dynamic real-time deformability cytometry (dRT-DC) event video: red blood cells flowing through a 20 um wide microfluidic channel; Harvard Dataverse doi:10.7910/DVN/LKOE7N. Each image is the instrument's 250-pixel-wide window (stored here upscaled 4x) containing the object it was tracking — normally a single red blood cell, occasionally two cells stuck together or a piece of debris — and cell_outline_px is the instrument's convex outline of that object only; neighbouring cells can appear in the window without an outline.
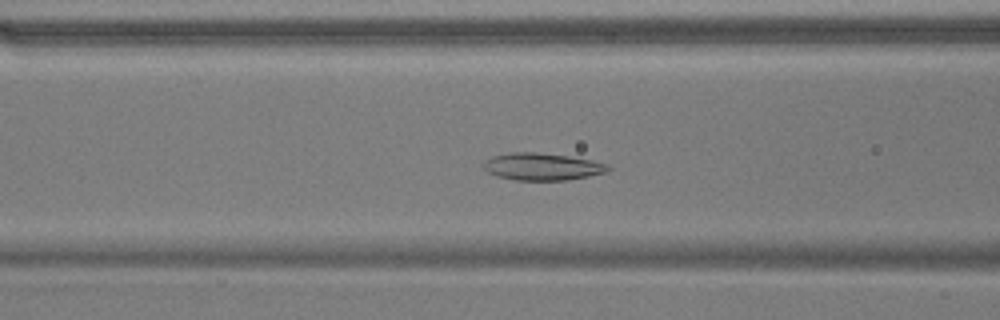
{"species": "common noctule bat (a hibernating species)", "species_latin": "Nyctalus noctula", "temperature_condition": "warm", "stored_images_in_passage": 50, "camera_frame_rate_fps": 3000, "um_per_image_px": 0.085, "animal": {"sex": "male", "body_mass_g": 17.9}, "frame": {"image": 1, "passage_image": 17, "time_ms": 5.333, "image_size_px": [1000, 320], "cell_outline_px": [[612, 168], [608, 172], [568, 180], [516, 180], [496, 176], [488, 172], [480, 164], [484, 160], [492, 156], [508, 152], [536, 152], [568, 156], [592, 160], [608, 164]], "centroid_in_image_um": [46.07, 14.16], "position_along_channel_um": 120.5, "area_um2": 20.0}}
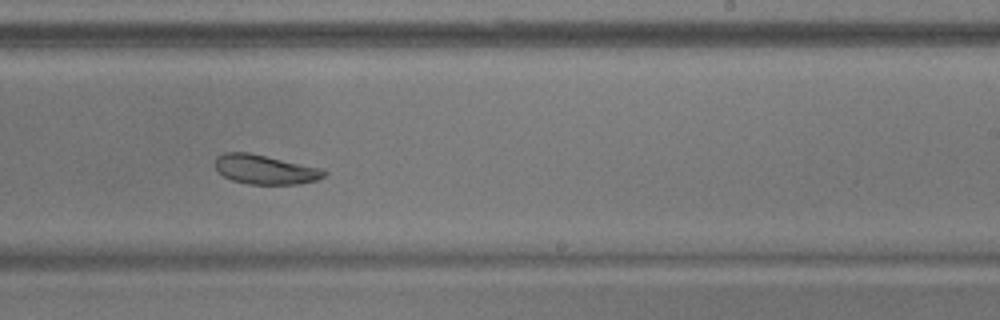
{"frame": {"image": 2, "passage_image": 29, "time_ms": 9.333, "image_size_px": [1000, 320], "cell_outline_px": [[328, 172], [324, 176], [316, 180], [296, 184], [248, 184], [232, 180], [224, 176], [216, 168], [216, 156], [224, 152], [248, 152], [324, 168]], "centroid_in_image_um": [22.56, 14.4], "position_along_channel_um": 266.4, "area_um2": 18.67}}
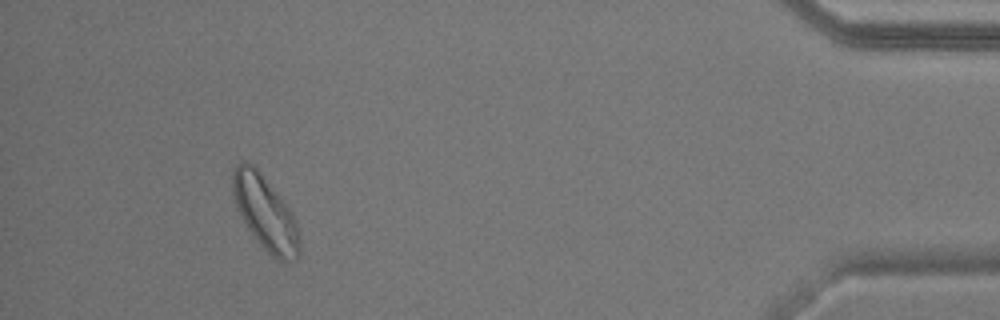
{"frame": {"image": 3, "passage_image": 46, "time_ms": 15.0, "image_size_px": [1000, 320], "cell_outline_px": [[300, 256], [296, 260], [284, 264], [272, 256], [260, 244], [248, 228], [236, 204], [232, 192], [232, 172], [236, 164], [240, 160], [248, 160], [256, 168], [288, 208], [300, 232]], "centroid_in_image_um": [22.56, 18.13], "position_along_channel_um": 412.6, "area_um2": 28.5}, "authors_computed_cell_mechanics": {"area_um2": 22.2241, "velocity_mm_per_s": 3.6537, "shape_relaxation_time_tau1_ms": 8.8675, "shape_relaxation_time_tau2_ms": 3.7016, "deformation_change_tau1": 0.1204, "deformation_change_tau2": 0.073}}